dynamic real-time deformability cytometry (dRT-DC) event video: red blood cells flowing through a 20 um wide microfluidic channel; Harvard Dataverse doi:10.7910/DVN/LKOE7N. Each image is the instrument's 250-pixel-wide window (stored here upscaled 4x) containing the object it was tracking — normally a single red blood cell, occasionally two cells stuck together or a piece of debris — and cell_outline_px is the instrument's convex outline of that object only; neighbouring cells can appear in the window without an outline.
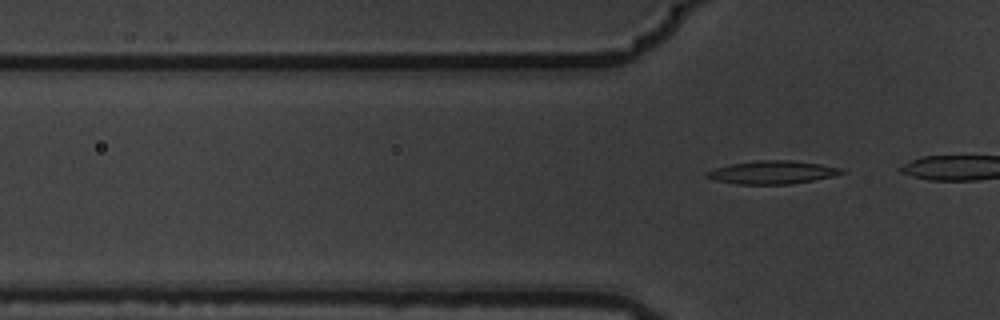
{"species": "common noctule bat (a hibernating species)", "species_latin": "Nyctalus noctula", "temperature_condition": "warm", "stored_images_in_passage": 6, "segment_of_instrument_passage": [2, 2], "camera_frame_rate_fps": 3000, "um_per_image_px": 0.085, "animal": {"sex": "male", "body_mass_g": 19.5, "forearm_length_mm": 54.6}, "frame": {"image": 1, "passage_image": 6, "time_ms": 1.667, "image_size_px": [1000, 320], "cell_outline_px": [[848, 172], [832, 176], [812, 180], [788, 184], [736, 184], [716, 180], [704, 176], [704, 172], [716, 168], [732, 164], [756, 160], [792, 160], [820, 164], [844, 168]], "centroid_in_image_um": [65.67, 14.64], "position_along_channel_um": 60.1, "area_um2": 18.15}}